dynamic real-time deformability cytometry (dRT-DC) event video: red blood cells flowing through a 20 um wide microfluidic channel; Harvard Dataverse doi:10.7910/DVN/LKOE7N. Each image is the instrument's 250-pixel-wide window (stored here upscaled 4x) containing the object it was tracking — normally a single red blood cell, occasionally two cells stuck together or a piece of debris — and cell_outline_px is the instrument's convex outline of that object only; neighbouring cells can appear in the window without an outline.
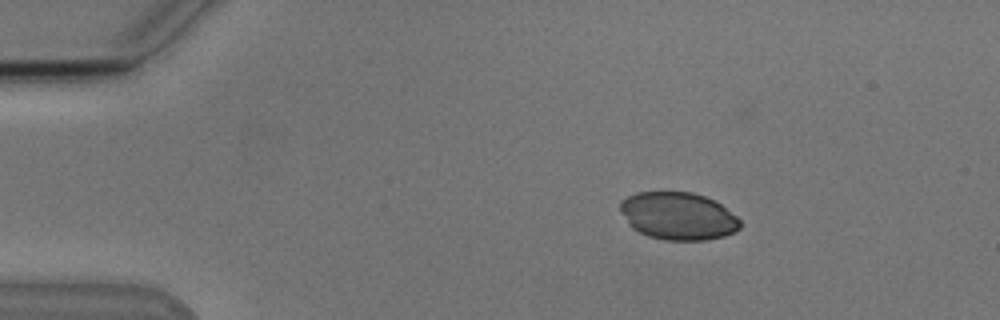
{"species": "Egyptian fruit bat (a non-hibernating species)", "species_latin": "Rousettus aegyptiacus", "temperature_condition": "cold", "stored_images_in_passage": 21, "camera_frame_rate_fps": 3000, "um_per_image_px": 0.085, "animal": {"sex": "male"}, "frame": {"image": 1, "passage_image": 2, "time_ms": 0.333, "image_size_px": [1000, 320], "cell_outline_px": [[740, 228], [736, 232], [724, 236], [708, 240], [664, 240], [648, 236], [632, 228], [628, 224], [620, 212], [620, 200], [636, 192], [692, 192], [716, 200], [736, 216], [740, 220]], "centroid_in_image_um": [57.64, 18.36], "position_along_channel_um": 27.4, "area_um2": 33.52}}